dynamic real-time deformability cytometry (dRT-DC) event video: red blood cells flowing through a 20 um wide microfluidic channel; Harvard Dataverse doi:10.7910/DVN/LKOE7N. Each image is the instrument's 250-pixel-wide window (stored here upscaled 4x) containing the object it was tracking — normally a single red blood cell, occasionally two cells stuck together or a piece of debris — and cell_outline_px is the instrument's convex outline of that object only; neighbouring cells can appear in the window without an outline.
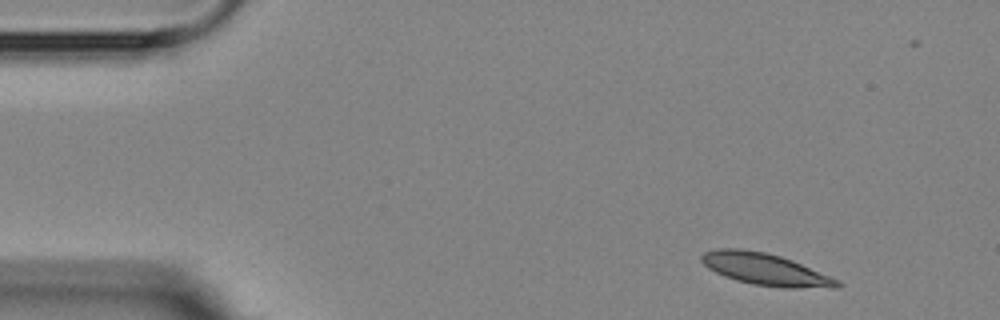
{"species": "Egyptian fruit bat (a non-hibernating species)", "species_latin": "Rousettus aegyptiacus", "temperature_condition": "room temperature", "stored_images_in_passage": 3, "camera_frame_rate_fps": 3000, "um_per_image_px": 0.085, "animal": {"sex": "female"}, "frame": {"image": 1, "passage_image": 1, "time_ms": 0.0, "image_size_px": [1000, 320], "cell_outline_px": [[844, 284], [840, 288], [780, 288], [752, 284], [736, 280], [724, 276], [708, 268], [700, 260], [700, 256], [704, 252], [716, 248], [740, 248], [764, 252], [780, 256], [792, 260], [840, 280]], "centroid_in_image_um": [65.09, 22.9], "position_along_channel_um": 19.9, "area_um2": 25.49}}
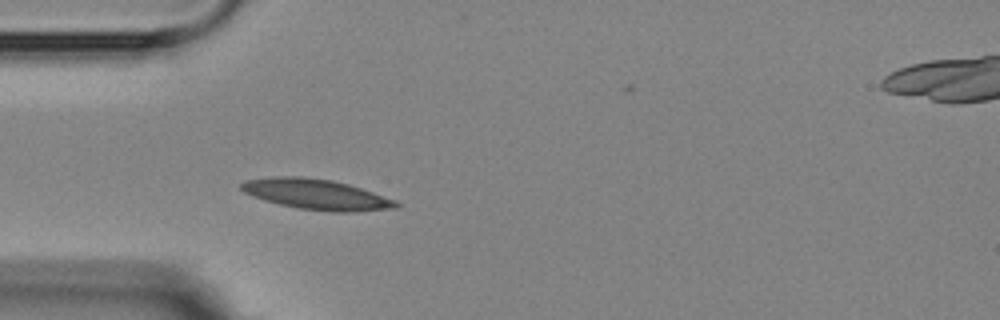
{"frame": {"image": 2, "passage_image": 3, "time_ms": 3.333, "image_size_px": [1000, 320], "cell_outline_px": [[400, 204], [396, 208], [352, 212], [332, 212], [296, 208], [264, 200], [252, 196], [244, 192], [240, 188], [240, 184], [244, 180], [276, 176], [304, 176], [332, 180], [348, 184], [396, 200]], "centroid_in_image_um": [26.87, 16.52], "position_along_channel_um": 58.1, "area_um2": 27.51}}